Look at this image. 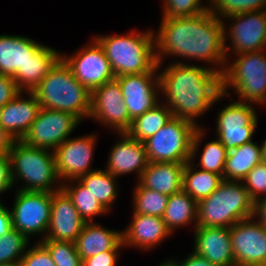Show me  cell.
<instances>
[{
    "label": "cell",
    "instance_id": "obj_1",
    "mask_svg": "<svg viewBox=\"0 0 266 266\" xmlns=\"http://www.w3.org/2000/svg\"><path fill=\"white\" fill-rule=\"evenodd\" d=\"M223 22L209 10L192 17L162 18L159 30L154 32L158 64L167 56H179L184 59L175 63L187 64L184 60L208 63L222 75L227 60Z\"/></svg>",
    "mask_w": 266,
    "mask_h": 266
},
{
    "label": "cell",
    "instance_id": "obj_2",
    "mask_svg": "<svg viewBox=\"0 0 266 266\" xmlns=\"http://www.w3.org/2000/svg\"><path fill=\"white\" fill-rule=\"evenodd\" d=\"M160 67L162 65L158 64L160 95L165 98L163 103L168 105L175 118L201 127L196 121L198 117L228 97L222 93L221 74L210 66L170 62L162 70Z\"/></svg>",
    "mask_w": 266,
    "mask_h": 266
},
{
    "label": "cell",
    "instance_id": "obj_3",
    "mask_svg": "<svg viewBox=\"0 0 266 266\" xmlns=\"http://www.w3.org/2000/svg\"><path fill=\"white\" fill-rule=\"evenodd\" d=\"M154 31L131 30L128 34L93 35L103 48L117 76L152 72L157 66Z\"/></svg>",
    "mask_w": 266,
    "mask_h": 266
},
{
    "label": "cell",
    "instance_id": "obj_4",
    "mask_svg": "<svg viewBox=\"0 0 266 266\" xmlns=\"http://www.w3.org/2000/svg\"><path fill=\"white\" fill-rule=\"evenodd\" d=\"M41 108L71 113L80 121L89 119L91 92L75 77L61 58L33 90Z\"/></svg>",
    "mask_w": 266,
    "mask_h": 266
},
{
    "label": "cell",
    "instance_id": "obj_5",
    "mask_svg": "<svg viewBox=\"0 0 266 266\" xmlns=\"http://www.w3.org/2000/svg\"><path fill=\"white\" fill-rule=\"evenodd\" d=\"M8 155L13 187L18 181L23 183L16 190L53 193L62 188L54 151L15 140Z\"/></svg>",
    "mask_w": 266,
    "mask_h": 266
},
{
    "label": "cell",
    "instance_id": "obj_6",
    "mask_svg": "<svg viewBox=\"0 0 266 266\" xmlns=\"http://www.w3.org/2000/svg\"><path fill=\"white\" fill-rule=\"evenodd\" d=\"M254 200L242 181L223 180L208 197L198 202V227L230 228L253 217Z\"/></svg>",
    "mask_w": 266,
    "mask_h": 266
},
{
    "label": "cell",
    "instance_id": "obj_7",
    "mask_svg": "<svg viewBox=\"0 0 266 266\" xmlns=\"http://www.w3.org/2000/svg\"><path fill=\"white\" fill-rule=\"evenodd\" d=\"M231 56V57H229ZM235 56L234 61L229 63ZM237 57V58H236ZM226 64L221 75L222 93L238 95L237 101L247 104H266V49L238 55H226Z\"/></svg>",
    "mask_w": 266,
    "mask_h": 266
},
{
    "label": "cell",
    "instance_id": "obj_8",
    "mask_svg": "<svg viewBox=\"0 0 266 266\" xmlns=\"http://www.w3.org/2000/svg\"><path fill=\"white\" fill-rule=\"evenodd\" d=\"M198 127L182 118L172 119L144 141L149 162L190 161L192 139Z\"/></svg>",
    "mask_w": 266,
    "mask_h": 266
},
{
    "label": "cell",
    "instance_id": "obj_9",
    "mask_svg": "<svg viewBox=\"0 0 266 266\" xmlns=\"http://www.w3.org/2000/svg\"><path fill=\"white\" fill-rule=\"evenodd\" d=\"M14 198L10 209L13 228L29 240L36 235H43L37 242L44 240L50 224L52 193L17 189Z\"/></svg>",
    "mask_w": 266,
    "mask_h": 266
},
{
    "label": "cell",
    "instance_id": "obj_10",
    "mask_svg": "<svg viewBox=\"0 0 266 266\" xmlns=\"http://www.w3.org/2000/svg\"><path fill=\"white\" fill-rule=\"evenodd\" d=\"M254 108L253 104L237 100L219 108L216 138L228 151L253 141L259 119Z\"/></svg>",
    "mask_w": 266,
    "mask_h": 266
},
{
    "label": "cell",
    "instance_id": "obj_11",
    "mask_svg": "<svg viewBox=\"0 0 266 266\" xmlns=\"http://www.w3.org/2000/svg\"><path fill=\"white\" fill-rule=\"evenodd\" d=\"M225 18L232 21L230 25L228 23L229 29L226 22H223L226 55L231 51L232 55H238L266 49V10L246 12ZM227 40L231 46L227 44Z\"/></svg>",
    "mask_w": 266,
    "mask_h": 266
},
{
    "label": "cell",
    "instance_id": "obj_12",
    "mask_svg": "<svg viewBox=\"0 0 266 266\" xmlns=\"http://www.w3.org/2000/svg\"><path fill=\"white\" fill-rule=\"evenodd\" d=\"M75 52L68 56L62 53L61 58L72 69L74 77L90 92L115 79L103 48L94 38Z\"/></svg>",
    "mask_w": 266,
    "mask_h": 266
},
{
    "label": "cell",
    "instance_id": "obj_13",
    "mask_svg": "<svg viewBox=\"0 0 266 266\" xmlns=\"http://www.w3.org/2000/svg\"><path fill=\"white\" fill-rule=\"evenodd\" d=\"M81 121L71 113L41 108L29 131L21 139L25 144L54 151L78 127Z\"/></svg>",
    "mask_w": 266,
    "mask_h": 266
},
{
    "label": "cell",
    "instance_id": "obj_14",
    "mask_svg": "<svg viewBox=\"0 0 266 266\" xmlns=\"http://www.w3.org/2000/svg\"><path fill=\"white\" fill-rule=\"evenodd\" d=\"M89 118L111 129L114 133H126L131 126L122 89L116 79L106 82L91 92Z\"/></svg>",
    "mask_w": 266,
    "mask_h": 266
},
{
    "label": "cell",
    "instance_id": "obj_15",
    "mask_svg": "<svg viewBox=\"0 0 266 266\" xmlns=\"http://www.w3.org/2000/svg\"><path fill=\"white\" fill-rule=\"evenodd\" d=\"M97 136L92 133L70 137L54 150L56 170L62 183L99 169L91 167Z\"/></svg>",
    "mask_w": 266,
    "mask_h": 266
},
{
    "label": "cell",
    "instance_id": "obj_16",
    "mask_svg": "<svg viewBox=\"0 0 266 266\" xmlns=\"http://www.w3.org/2000/svg\"><path fill=\"white\" fill-rule=\"evenodd\" d=\"M235 266H266V226L256 219L238 221L230 227Z\"/></svg>",
    "mask_w": 266,
    "mask_h": 266
},
{
    "label": "cell",
    "instance_id": "obj_17",
    "mask_svg": "<svg viewBox=\"0 0 266 266\" xmlns=\"http://www.w3.org/2000/svg\"><path fill=\"white\" fill-rule=\"evenodd\" d=\"M158 66L152 72L117 76L131 120L152 109L160 100ZM159 93V94H158Z\"/></svg>",
    "mask_w": 266,
    "mask_h": 266
},
{
    "label": "cell",
    "instance_id": "obj_18",
    "mask_svg": "<svg viewBox=\"0 0 266 266\" xmlns=\"http://www.w3.org/2000/svg\"><path fill=\"white\" fill-rule=\"evenodd\" d=\"M85 221L61 188L52 193L50 224L44 240L75 243Z\"/></svg>",
    "mask_w": 266,
    "mask_h": 266
},
{
    "label": "cell",
    "instance_id": "obj_19",
    "mask_svg": "<svg viewBox=\"0 0 266 266\" xmlns=\"http://www.w3.org/2000/svg\"><path fill=\"white\" fill-rule=\"evenodd\" d=\"M117 135L120 138L110 150L104 170L115 177L135 172L138 182L149 163L145 144L131 138L127 133Z\"/></svg>",
    "mask_w": 266,
    "mask_h": 266
},
{
    "label": "cell",
    "instance_id": "obj_20",
    "mask_svg": "<svg viewBox=\"0 0 266 266\" xmlns=\"http://www.w3.org/2000/svg\"><path fill=\"white\" fill-rule=\"evenodd\" d=\"M40 109L39 101L33 92L20 91L0 108V126L14 140H21L37 118Z\"/></svg>",
    "mask_w": 266,
    "mask_h": 266
},
{
    "label": "cell",
    "instance_id": "obj_21",
    "mask_svg": "<svg viewBox=\"0 0 266 266\" xmlns=\"http://www.w3.org/2000/svg\"><path fill=\"white\" fill-rule=\"evenodd\" d=\"M193 251L216 266H235L230 228L196 227Z\"/></svg>",
    "mask_w": 266,
    "mask_h": 266
},
{
    "label": "cell",
    "instance_id": "obj_22",
    "mask_svg": "<svg viewBox=\"0 0 266 266\" xmlns=\"http://www.w3.org/2000/svg\"><path fill=\"white\" fill-rule=\"evenodd\" d=\"M171 232L161 217L133 214L132 220L122 230L124 247H135L142 251H150L168 239Z\"/></svg>",
    "mask_w": 266,
    "mask_h": 266
},
{
    "label": "cell",
    "instance_id": "obj_23",
    "mask_svg": "<svg viewBox=\"0 0 266 266\" xmlns=\"http://www.w3.org/2000/svg\"><path fill=\"white\" fill-rule=\"evenodd\" d=\"M76 249L82 260L113 249H122V230L105 228L98 222H85L75 241Z\"/></svg>",
    "mask_w": 266,
    "mask_h": 266
},
{
    "label": "cell",
    "instance_id": "obj_24",
    "mask_svg": "<svg viewBox=\"0 0 266 266\" xmlns=\"http://www.w3.org/2000/svg\"><path fill=\"white\" fill-rule=\"evenodd\" d=\"M42 45L33 56L27 58L22 70H17L13 79L20 91L33 92L49 71L61 59L62 53Z\"/></svg>",
    "mask_w": 266,
    "mask_h": 266
},
{
    "label": "cell",
    "instance_id": "obj_25",
    "mask_svg": "<svg viewBox=\"0 0 266 266\" xmlns=\"http://www.w3.org/2000/svg\"><path fill=\"white\" fill-rule=\"evenodd\" d=\"M185 163L149 162L139 183L150 190L171 196L183 189Z\"/></svg>",
    "mask_w": 266,
    "mask_h": 266
},
{
    "label": "cell",
    "instance_id": "obj_26",
    "mask_svg": "<svg viewBox=\"0 0 266 266\" xmlns=\"http://www.w3.org/2000/svg\"><path fill=\"white\" fill-rule=\"evenodd\" d=\"M42 45L27 36L0 35V75L13 78Z\"/></svg>",
    "mask_w": 266,
    "mask_h": 266
},
{
    "label": "cell",
    "instance_id": "obj_27",
    "mask_svg": "<svg viewBox=\"0 0 266 266\" xmlns=\"http://www.w3.org/2000/svg\"><path fill=\"white\" fill-rule=\"evenodd\" d=\"M205 131L207 130L203 127H198L195 130L192 139L190 161L197 168L221 175L224 179V167L228 150L217 138L204 145L199 163H195L194 159L199 154L201 142L203 143V138L206 134Z\"/></svg>",
    "mask_w": 266,
    "mask_h": 266
},
{
    "label": "cell",
    "instance_id": "obj_28",
    "mask_svg": "<svg viewBox=\"0 0 266 266\" xmlns=\"http://www.w3.org/2000/svg\"><path fill=\"white\" fill-rule=\"evenodd\" d=\"M263 161L262 147L249 142L228 151L224 167V180L242 181L246 175Z\"/></svg>",
    "mask_w": 266,
    "mask_h": 266
},
{
    "label": "cell",
    "instance_id": "obj_29",
    "mask_svg": "<svg viewBox=\"0 0 266 266\" xmlns=\"http://www.w3.org/2000/svg\"><path fill=\"white\" fill-rule=\"evenodd\" d=\"M162 219L171 234L175 229L189 224H193L195 229L198 220V202L182 189L169 196Z\"/></svg>",
    "mask_w": 266,
    "mask_h": 266
},
{
    "label": "cell",
    "instance_id": "obj_30",
    "mask_svg": "<svg viewBox=\"0 0 266 266\" xmlns=\"http://www.w3.org/2000/svg\"><path fill=\"white\" fill-rule=\"evenodd\" d=\"M172 117L173 114L168 105L160 101L152 109L132 120L126 133L131 138L144 142L165 126Z\"/></svg>",
    "mask_w": 266,
    "mask_h": 266
},
{
    "label": "cell",
    "instance_id": "obj_31",
    "mask_svg": "<svg viewBox=\"0 0 266 266\" xmlns=\"http://www.w3.org/2000/svg\"><path fill=\"white\" fill-rule=\"evenodd\" d=\"M221 175L199 169L188 161L184 165L183 190L194 200H200L210 196L223 181Z\"/></svg>",
    "mask_w": 266,
    "mask_h": 266
},
{
    "label": "cell",
    "instance_id": "obj_32",
    "mask_svg": "<svg viewBox=\"0 0 266 266\" xmlns=\"http://www.w3.org/2000/svg\"><path fill=\"white\" fill-rule=\"evenodd\" d=\"M117 177L104 169L80 176L78 180L90 190L100 204L109 212L118 197Z\"/></svg>",
    "mask_w": 266,
    "mask_h": 266
},
{
    "label": "cell",
    "instance_id": "obj_33",
    "mask_svg": "<svg viewBox=\"0 0 266 266\" xmlns=\"http://www.w3.org/2000/svg\"><path fill=\"white\" fill-rule=\"evenodd\" d=\"M62 189L71 198L73 205L85 222H94V217L108 213L90 190L78 179L63 182Z\"/></svg>",
    "mask_w": 266,
    "mask_h": 266
},
{
    "label": "cell",
    "instance_id": "obj_34",
    "mask_svg": "<svg viewBox=\"0 0 266 266\" xmlns=\"http://www.w3.org/2000/svg\"><path fill=\"white\" fill-rule=\"evenodd\" d=\"M132 198L133 214H144L162 218L169 196L143 187L138 182L134 188Z\"/></svg>",
    "mask_w": 266,
    "mask_h": 266
},
{
    "label": "cell",
    "instance_id": "obj_35",
    "mask_svg": "<svg viewBox=\"0 0 266 266\" xmlns=\"http://www.w3.org/2000/svg\"><path fill=\"white\" fill-rule=\"evenodd\" d=\"M28 246L30 240L14 228L0 236V265H19Z\"/></svg>",
    "mask_w": 266,
    "mask_h": 266
},
{
    "label": "cell",
    "instance_id": "obj_36",
    "mask_svg": "<svg viewBox=\"0 0 266 266\" xmlns=\"http://www.w3.org/2000/svg\"><path fill=\"white\" fill-rule=\"evenodd\" d=\"M207 3L208 10L223 21L236 14L266 10V0H209Z\"/></svg>",
    "mask_w": 266,
    "mask_h": 266
},
{
    "label": "cell",
    "instance_id": "obj_37",
    "mask_svg": "<svg viewBox=\"0 0 266 266\" xmlns=\"http://www.w3.org/2000/svg\"><path fill=\"white\" fill-rule=\"evenodd\" d=\"M40 242L48 249L56 266H82V259L75 243L55 240H41Z\"/></svg>",
    "mask_w": 266,
    "mask_h": 266
},
{
    "label": "cell",
    "instance_id": "obj_38",
    "mask_svg": "<svg viewBox=\"0 0 266 266\" xmlns=\"http://www.w3.org/2000/svg\"><path fill=\"white\" fill-rule=\"evenodd\" d=\"M162 4V18L192 17L208 10L202 0H163Z\"/></svg>",
    "mask_w": 266,
    "mask_h": 266
},
{
    "label": "cell",
    "instance_id": "obj_39",
    "mask_svg": "<svg viewBox=\"0 0 266 266\" xmlns=\"http://www.w3.org/2000/svg\"><path fill=\"white\" fill-rule=\"evenodd\" d=\"M250 197L256 201L266 196V162L258 163L242 180Z\"/></svg>",
    "mask_w": 266,
    "mask_h": 266
},
{
    "label": "cell",
    "instance_id": "obj_40",
    "mask_svg": "<svg viewBox=\"0 0 266 266\" xmlns=\"http://www.w3.org/2000/svg\"><path fill=\"white\" fill-rule=\"evenodd\" d=\"M18 266H56L48 249L41 243L35 242L22 257Z\"/></svg>",
    "mask_w": 266,
    "mask_h": 266
},
{
    "label": "cell",
    "instance_id": "obj_41",
    "mask_svg": "<svg viewBox=\"0 0 266 266\" xmlns=\"http://www.w3.org/2000/svg\"><path fill=\"white\" fill-rule=\"evenodd\" d=\"M113 249L82 260V266H116L119 259V251Z\"/></svg>",
    "mask_w": 266,
    "mask_h": 266
},
{
    "label": "cell",
    "instance_id": "obj_42",
    "mask_svg": "<svg viewBox=\"0 0 266 266\" xmlns=\"http://www.w3.org/2000/svg\"><path fill=\"white\" fill-rule=\"evenodd\" d=\"M20 92L16 81L9 76L0 75V108Z\"/></svg>",
    "mask_w": 266,
    "mask_h": 266
},
{
    "label": "cell",
    "instance_id": "obj_43",
    "mask_svg": "<svg viewBox=\"0 0 266 266\" xmlns=\"http://www.w3.org/2000/svg\"><path fill=\"white\" fill-rule=\"evenodd\" d=\"M13 189L9 155H0V195Z\"/></svg>",
    "mask_w": 266,
    "mask_h": 266
},
{
    "label": "cell",
    "instance_id": "obj_44",
    "mask_svg": "<svg viewBox=\"0 0 266 266\" xmlns=\"http://www.w3.org/2000/svg\"><path fill=\"white\" fill-rule=\"evenodd\" d=\"M172 260L178 265V266H216L209 262L206 258L199 256L194 251L190 255H187V257L182 260L172 258Z\"/></svg>",
    "mask_w": 266,
    "mask_h": 266
},
{
    "label": "cell",
    "instance_id": "obj_45",
    "mask_svg": "<svg viewBox=\"0 0 266 266\" xmlns=\"http://www.w3.org/2000/svg\"><path fill=\"white\" fill-rule=\"evenodd\" d=\"M13 228L10 209L2 203L0 205V236Z\"/></svg>",
    "mask_w": 266,
    "mask_h": 266
},
{
    "label": "cell",
    "instance_id": "obj_46",
    "mask_svg": "<svg viewBox=\"0 0 266 266\" xmlns=\"http://www.w3.org/2000/svg\"><path fill=\"white\" fill-rule=\"evenodd\" d=\"M253 218L266 226V196L254 201Z\"/></svg>",
    "mask_w": 266,
    "mask_h": 266
},
{
    "label": "cell",
    "instance_id": "obj_47",
    "mask_svg": "<svg viewBox=\"0 0 266 266\" xmlns=\"http://www.w3.org/2000/svg\"><path fill=\"white\" fill-rule=\"evenodd\" d=\"M14 141L15 140L0 126V155H8Z\"/></svg>",
    "mask_w": 266,
    "mask_h": 266
},
{
    "label": "cell",
    "instance_id": "obj_48",
    "mask_svg": "<svg viewBox=\"0 0 266 266\" xmlns=\"http://www.w3.org/2000/svg\"><path fill=\"white\" fill-rule=\"evenodd\" d=\"M158 266H178L172 259L164 260L162 263H159Z\"/></svg>",
    "mask_w": 266,
    "mask_h": 266
},
{
    "label": "cell",
    "instance_id": "obj_49",
    "mask_svg": "<svg viewBox=\"0 0 266 266\" xmlns=\"http://www.w3.org/2000/svg\"><path fill=\"white\" fill-rule=\"evenodd\" d=\"M261 147H262L263 161L266 162V138L264 139L263 143L261 144Z\"/></svg>",
    "mask_w": 266,
    "mask_h": 266
},
{
    "label": "cell",
    "instance_id": "obj_50",
    "mask_svg": "<svg viewBox=\"0 0 266 266\" xmlns=\"http://www.w3.org/2000/svg\"><path fill=\"white\" fill-rule=\"evenodd\" d=\"M0 266H18V265L3 264V265H0Z\"/></svg>",
    "mask_w": 266,
    "mask_h": 266
}]
</instances>
